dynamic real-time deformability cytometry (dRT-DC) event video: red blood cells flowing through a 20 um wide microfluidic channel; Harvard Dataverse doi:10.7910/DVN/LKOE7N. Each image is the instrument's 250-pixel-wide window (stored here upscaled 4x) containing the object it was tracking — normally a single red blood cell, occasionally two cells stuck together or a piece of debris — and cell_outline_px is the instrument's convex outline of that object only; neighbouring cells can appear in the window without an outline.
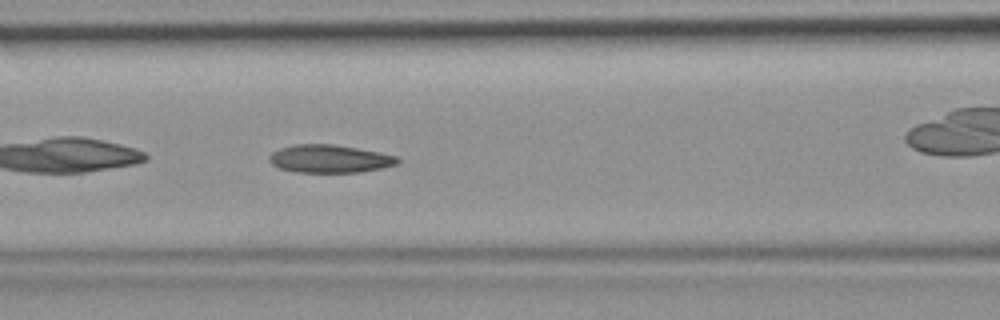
{"species": "common noctule bat (a hibernating species)", "species_latin": "Nyctalus noctula", "temperature_condition": "room temperature", "stored_images_in_passage": 34, "camera_frame_rate_fps": 3000, "um_per_image_px": 0.085, "animal": {"sex": "female", "body_mass_g": 19.9}, "frame": {"image": 1, "passage_image": 6, "time_ms": 1.667, "image_size_px": [1000, 320], "cell_outline_px": [[400, 160], [396, 164], [380, 168], [360, 172], [296, 172], [280, 168], [272, 164], [268, 160], [268, 156], [272, 152], [280, 148], [296, 144], [332, 144], [380, 152], [396, 156]], "centroid_in_image_um": [27.99, 13.49], "position_along_channel_um": 138.6, "area_um2": 20.75}}